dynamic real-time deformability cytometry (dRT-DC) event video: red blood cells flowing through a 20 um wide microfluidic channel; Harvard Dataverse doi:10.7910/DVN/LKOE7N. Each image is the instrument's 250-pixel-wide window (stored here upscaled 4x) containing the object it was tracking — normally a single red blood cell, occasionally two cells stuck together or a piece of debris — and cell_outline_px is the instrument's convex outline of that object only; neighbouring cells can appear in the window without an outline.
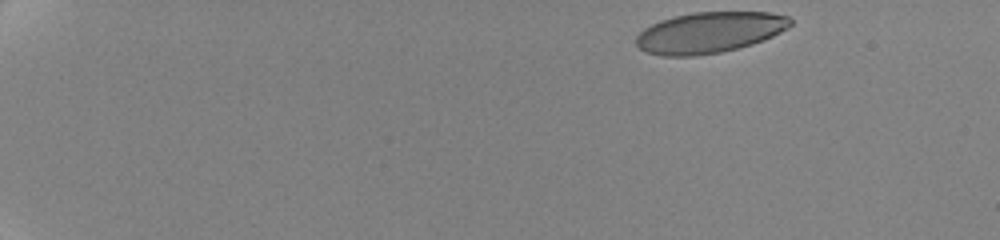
{"species": "human", "species_latin": "Homo sapiens", "temperature_condition": "cold", "stored_images_in_passage": 18, "camera_frame_rate_fps": 3000, "um_per_image_px": 0.085, "donor": {"sex": "female"}, "frame": {"image": 1, "passage_image": 1, "time_ms": 0.0, "image_size_px": [1000, 240], "cell_outline_px": [[792, 24], [788, 28], [764, 40], [752, 44], [720, 52], [696, 56], [660, 56], [648, 52], [640, 48], [636, 44], [636, 36], [644, 28], [660, 20], [672, 16], [692, 12], [772, 12], [788, 16], [792, 20]], "centroid_in_image_um": [60.3, 2.75], "position_along_channel_um": 24.7, "area_um2": 36.93}}
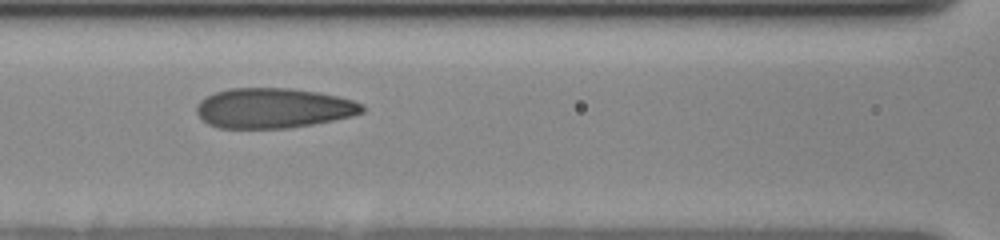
{"frame": {"image": 2, "passage_image": 16, "time_ms": 7.333, "image_size_px": [1000, 240], "cell_outline_px": [[364, 112], [352, 116], [312, 124], [288, 128], [220, 128], [208, 124], [196, 112], [196, 104], [200, 100], [216, 92], [228, 88], [292, 88], [320, 92], [352, 100], [364, 104]], "centroid_in_image_um": [23.24, 9.18], "position_along_channel_um": 143.4, "area_um2": 38.67}}
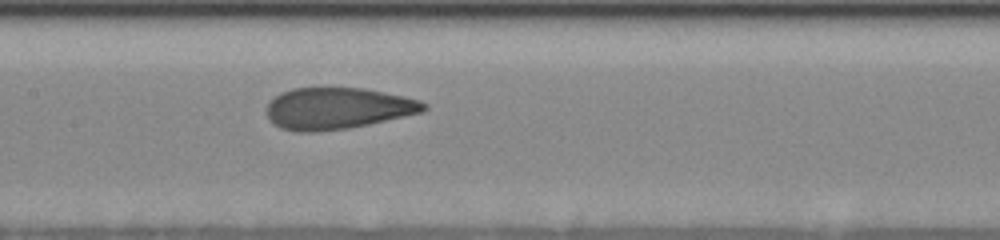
{"frame": {"image": 3, "passage_image": 18, "time_ms": 8.333, "image_size_px": [1000, 240], "cell_outline_px": [[428, 108], [424, 112], [368, 124], [348, 128], [308, 132], [300, 132], [280, 128], [268, 116], [268, 104], [280, 92], [292, 88], [364, 88], [404, 96], [420, 100], [428, 104]], "centroid_in_image_um": [28.74, 9.2], "position_along_channel_um": 178.7, "area_um2": 37.8}}